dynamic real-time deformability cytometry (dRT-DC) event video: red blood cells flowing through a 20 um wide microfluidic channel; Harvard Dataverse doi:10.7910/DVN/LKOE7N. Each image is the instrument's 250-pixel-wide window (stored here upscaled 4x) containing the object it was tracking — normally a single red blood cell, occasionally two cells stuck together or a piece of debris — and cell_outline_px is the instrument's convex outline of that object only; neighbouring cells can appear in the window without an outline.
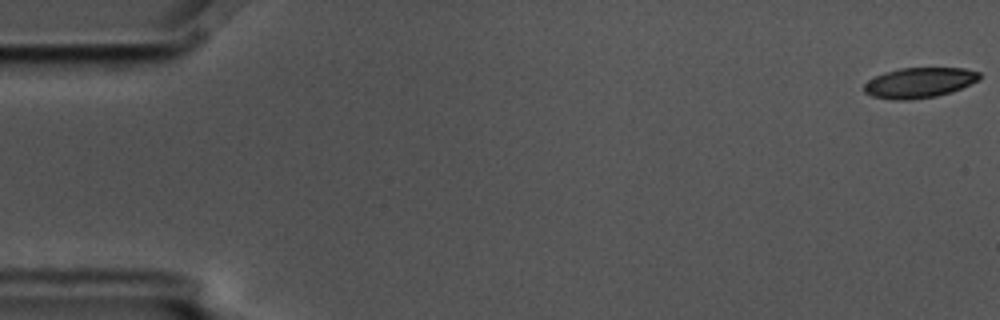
{"species": "common noctule bat (a hibernating species)", "species_latin": "Nyctalus noctula", "temperature_condition": "cold", "stored_images_in_passage": 7, "camera_frame_rate_fps": 3000, "um_per_image_px": 0.085, "animal": {"sex": "male", "body_mass_g": 17.5, "forearm_length_mm": 52.3}, "frame": {"image": 1, "passage_image": 1, "time_ms": 0.0, "image_size_px": [1000, 320], "cell_outline_px": [[980, 80], [952, 92], [936, 96], [908, 100], [892, 100], [872, 96], [864, 92], [864, 84], [868, 80], [884, 72], [900, 68], [964, 68], [980, 72]], "centroid_in_image_um": [78.14, 7.03], "position_along_channel_um": 6.9, "area_um2": 20.46}}
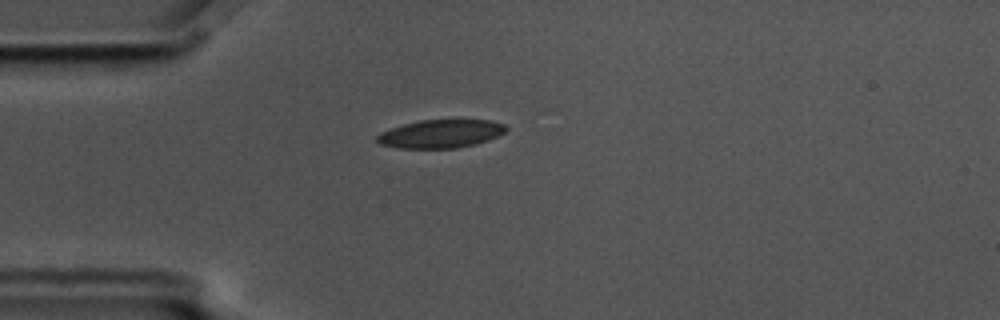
{"frame": {"image": 2, "passage_image": 5, "time_ms": 1.333, "image_size_px": [1000, 320], "cell_outline_px": [[508, 128], [504, 132], [488, 140], [476, 144], [456, 148], [396, 148], [380, 144], [376, 140], [376, 136], [380, 132], [404, 124], [420, 120], [492, 120], [504, 124]], "centroid_in_image_um": [37.45, 11.37], "position_along_channel_um": 47.5, "area_um2": 21.21}}